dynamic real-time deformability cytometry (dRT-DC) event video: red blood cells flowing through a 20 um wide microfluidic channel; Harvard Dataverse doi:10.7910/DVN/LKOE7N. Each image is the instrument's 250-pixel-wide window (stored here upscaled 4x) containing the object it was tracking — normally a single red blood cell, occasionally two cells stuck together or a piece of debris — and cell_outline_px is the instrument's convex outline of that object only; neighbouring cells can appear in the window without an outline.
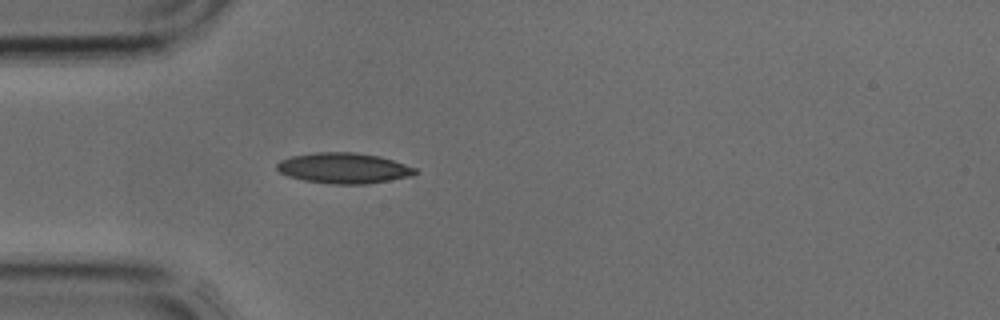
{"species": "common noctule bat (a hibernating species)", "species_latin": "Nyctalus noctula", "temperature_condition": "cold", "stored_images_in_passage": 1, "camera_frame_rate_fps": 3000, "um_per_image_px": 0.085, "animal": {"sex": "male", "body_mass_g": 17.9, "forearm_length_mm": 54.2}, "frame": {"image": 1, "passage_image": 1, "time_ms": 0.0, "image_size_px": [1000, 320], "cell_outline_px": [[420, 172], [412, 176], [364, 184], [332, 184], [304, 180], [288, 176], [280, 172], [276, 168], [276, 164], [280, 160], [292, 156], [316, 152], [356, 152], [380, 156], [416, 168]], "centroid_in_image_um": [29.22, 14.28], "position_along_channel_um": 55.8, "area_um2": 24.62}}